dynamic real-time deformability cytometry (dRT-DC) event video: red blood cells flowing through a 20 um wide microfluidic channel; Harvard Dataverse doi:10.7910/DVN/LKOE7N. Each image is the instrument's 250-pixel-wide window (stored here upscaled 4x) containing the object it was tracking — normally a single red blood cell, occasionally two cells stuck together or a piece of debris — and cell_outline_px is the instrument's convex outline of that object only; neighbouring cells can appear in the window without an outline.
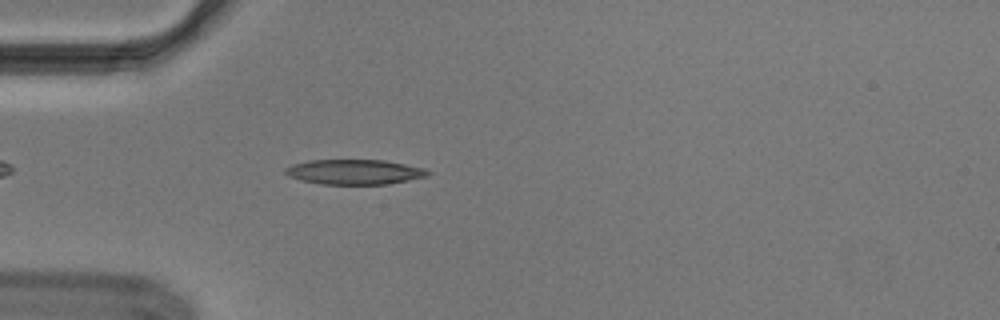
{"species": "Egyptian fruit bat (a non-hibernating species)", "species_latin": "Rousettus aegyptiacus", "temperature_condition": "cold", "stored_images_in_passage": 44, "segment_of_instrument_passage": [1, 2], "camera_frame_rate_fps": 3000, "um_per_image_px": 0.085, "animal": {"sex": "male"}, "frame": {"image": 1, "passage_image": 6, "time_ms": 1.667, "image_size_px": [1000, 320], "cell_outline_px": [[432, 172], [428, 176], [388, 184], [320, 184], [300, 180], [288, 176], [284, 172], [284, 168], [292, 164], [308, 160], [384, 160], [424, 168]], "centroid_in_image_um": [30.1, 14.61], "position_along_channel_um": 54.9, "area_um2": 20.81}}
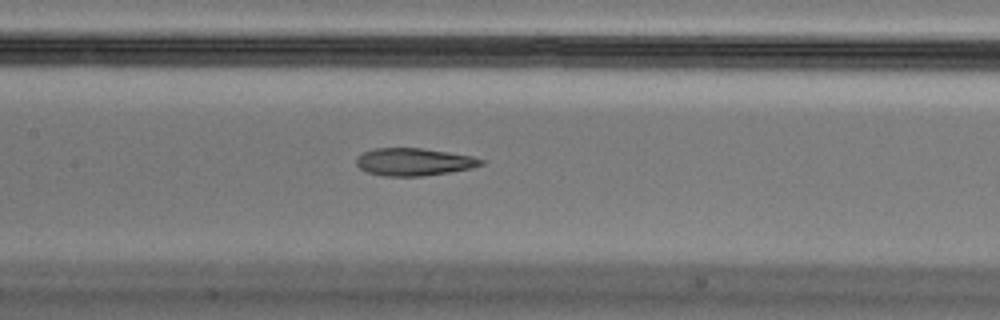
{"frame": {"image": 2, "passage_image": 16, "time_ms": 5.0, "image_size_px": [1000, 320], "cell_outline_px": [[484, 164], [472, 168], [424, 176], [384, 176], [368, 172], [360, 168], [356, 164], [356, 156], [372, 148], [420, 148], [448, 152], [472, 156], [484, 160]], "centroid_in_image_um": [35.16, 13.76], "position_along_channel_um": 172.2, "area_um2": 20.0}}
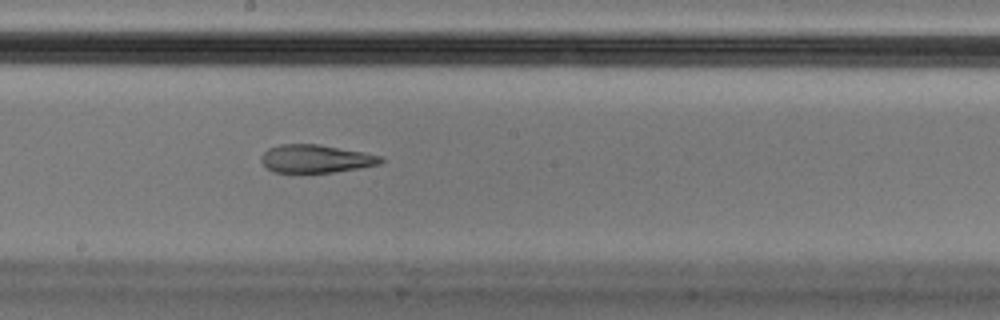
{"frame": {"image": 3, "passage_image": 20, "time_ms": 6.333, "image_size_px": [1000, 320], "cell_outline_px": [[384, 160], [380, 164], [360, 168], [332, 172], [276, 172], [268, 168], [260, 160], [260, 156], [268, 148], [280, 144], [316, 144], [364, 152], [380, 156]], "centroid_in_image_um": [26.84, 13.48], "position_along_channel_um": 221.4, "area_um2": 19.36}}